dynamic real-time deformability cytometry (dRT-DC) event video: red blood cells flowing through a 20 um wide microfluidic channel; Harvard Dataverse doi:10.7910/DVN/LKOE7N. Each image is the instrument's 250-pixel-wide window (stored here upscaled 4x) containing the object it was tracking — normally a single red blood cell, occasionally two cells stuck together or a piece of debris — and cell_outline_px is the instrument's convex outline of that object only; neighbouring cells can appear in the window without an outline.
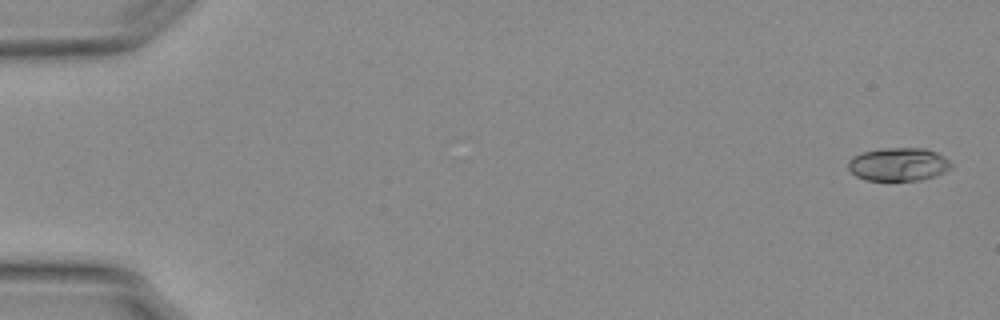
{"species": "Egyptian fruit bat (a non-hibernating species)", "species_latin": "Rousettus aegyptiacus", "temperature_condition": "warm", "stored_images_in_passage": 54, "camera_frame_rate_fps": 3000, "um_per_image_px": 0.085, "animal": {"sex": "female"}, "frame": {"image": 1, "passage_image": 1, "time_ms": 0.0, "image_size_px": [1000, 320], "cell_outline_px": [[952, 168], [944, 172], [920, 180], [864, 180], [856, 176], [848, 168], [848, 160], [852, 156], [864, 152], [884, 148], [924, 148], [936, 152], [944, 156], [952, 164]], "centroid_in_image_um": [76.36, 13.96], "position_along_channel_um": 8.6, "area_um2": 19.88}}
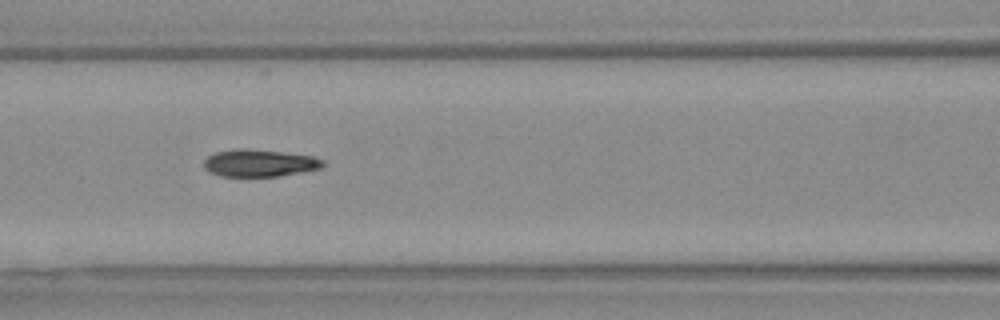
{"frame": {"image": 2, "passage_image": 24, "time_ms": 7.667, "image_size_px": [1000, 320], "cell_outline_px": [[324, 164], [320, 168], [280, 176], [220, 176], [204, 168], [204, 160], [208, 156], [216, 152], [280, 152], [312, 156], [324, 160]], "centroid_in_image_um": [22.1, 13.92], "position_along_channel_um": 144.5, "area_um2": 17.63}}
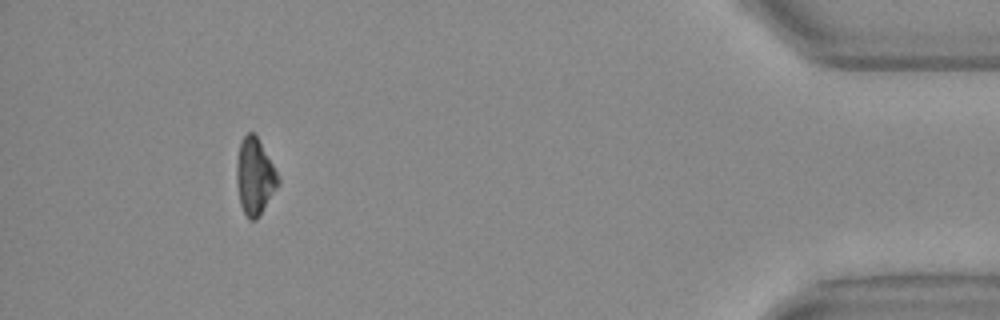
{"frame": {"image": 3, "passage_image": 50, "time_ms": 16.333, "image_size_px": [1000, 320], "cell_outline_px": [[280, 184], [256, 220], [248, 220], [240, 204], [236, 180], [236, 164], [240, 144], [244, 136], [248, 132], [252, 132], [256, 136], [272, 164], [280, 180]], "centroid_in_image_um": [21.64, 15.04], "position_along_channel_um": 413.6, "area_um2": 18.21}, "authors_computed_cell_mechanics": {"area_um2": 19.3052, "velocity_mm_per_s": 3.8012, "shape_relaxation_time_tau1_ms": 5.4541, "shape_relaxation_time_tau2_ms": 2.8937, "deformation_change_tau1": 0.1698, "deformation_change_tau2": 0.0687}}